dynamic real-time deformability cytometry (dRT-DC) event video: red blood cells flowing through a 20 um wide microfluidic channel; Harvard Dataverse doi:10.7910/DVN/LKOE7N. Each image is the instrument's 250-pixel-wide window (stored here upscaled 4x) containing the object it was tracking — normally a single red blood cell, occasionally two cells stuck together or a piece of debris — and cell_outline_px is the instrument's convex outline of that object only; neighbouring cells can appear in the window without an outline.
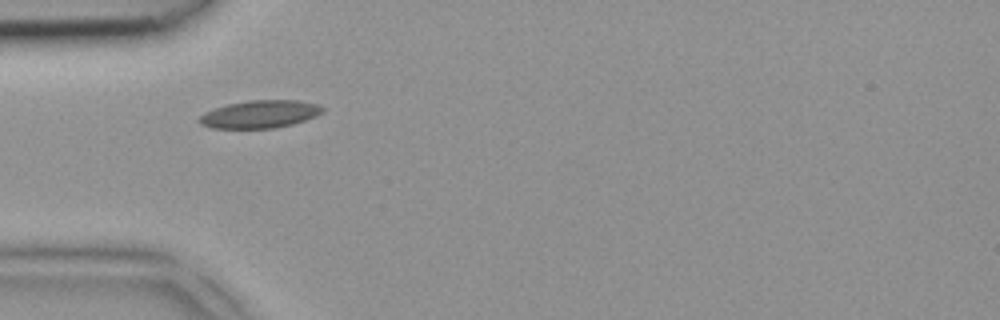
{"species": "common noctule bat (a hibernating species)", "species_latin": "Nyctalus noctula", "temperature_condition": "room temperature", "stored_images_in_passage": 1, "camera_frame_rate_fps": 3000, "um_per_image_px": 0.085, "animal": {"sex": "female", "body_mass_g": 18.4}, "frame": {"image": 1, "passage_image": 1, "time_ms": 0.0, "image_size_px": [1000, 320], "cell_outline_px": [[324, 112], [316, 116], [292, 124], [272, 128], [212, 128], [200, 124], [196, 120], [204, 112], [228, 104], [248, 100], [300, 100], [316, 104], [324, 108]], "centroid_in_image_um": [22.08, 9.7], "position_along_channel_um": 62.9, "area_um2": 19.88}}